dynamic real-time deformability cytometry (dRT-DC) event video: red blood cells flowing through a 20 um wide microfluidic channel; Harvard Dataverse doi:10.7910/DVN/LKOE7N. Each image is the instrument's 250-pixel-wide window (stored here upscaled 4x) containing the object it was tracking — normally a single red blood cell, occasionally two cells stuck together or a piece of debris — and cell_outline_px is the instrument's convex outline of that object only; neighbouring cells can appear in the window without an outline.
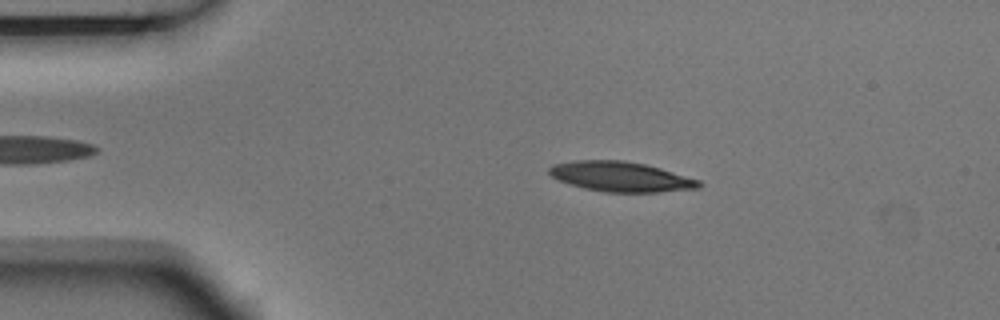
{"species": "Egyptian fruit bat (a non-hibernating species)", "species_latin": "Rousettus aegyptiacus", "temperature_condition": "room temperature", "stored_images_in_passage": 5, "camera_frame_rate_fps": 3000, "um_per_image_px": 0.085, "animal": {"sex": "male"}, "frame": {"image": 1, "passage_image": 2, "time_ms": 0.333, "image_size_px": [1000, 320], "cell_outline_px": [[704, 184], [700, 188], [656, 192], [608, 192], [584, 188], [560, 180], [552, 176], [548, 172], [548, 168], [552, 164], [576, 160], [624, 160], [644, 164], [660, 168], [700, 180]], "centroid_in_image_um": [52.79, 15.01], "position_along_channel_um": 32.2, "area_um2": 26.01}}
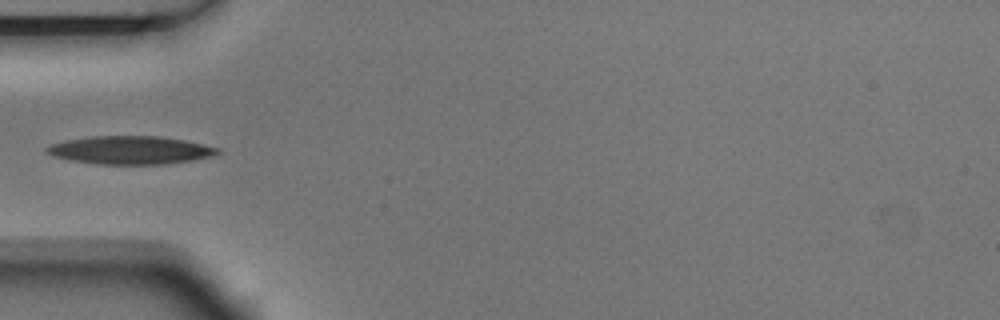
{"frame": {"image": 2, "passage_image": 4, "time_ms": 1.0, "image_size_px": [1000, 320], "cell_outline_px": [[220, 152], [212, 156], [192, 160], [164, 164], [96, 164], [72, 160], [52, 156], [44, 152], [44, 148], [52, 144], [64, 140], [88, 136], [160, 136], [184, 140], [220, 148]], "centroid_in_image_um": [11.03, 12.75], "position_along_channel_um": 74.0, "area_um2": 28.09}}
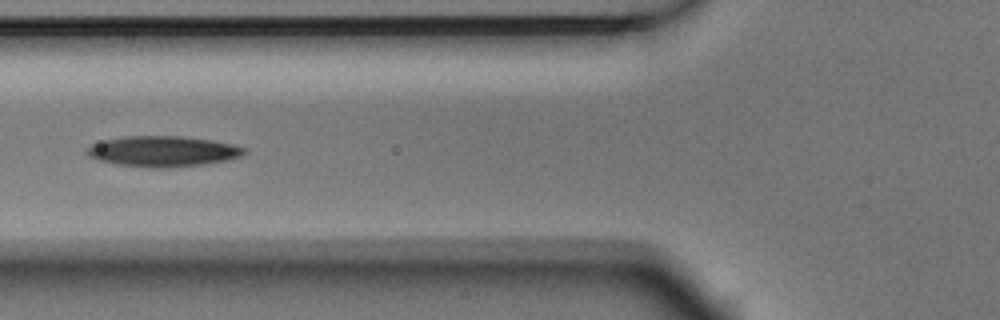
{"frame": {"image": 3, "passage_image": 5, "time_ms": 1.333, "image_size_px": [1000, 320], "cell_outline_px": [[248, 152], [240, 156], [228, 160], [204, 164], [172, 168], [148, 168], [116, 164], [96, 160], [88, 156], [84, 152], [92, 144], [104, 140], [124, 136], [184, 136], [212, 140], [232, 144], [248, 148]], "centroid_in_image_um": [13.85, 12.87], "position_along_channel_um": 111.9, "area_um2": 28.5}}